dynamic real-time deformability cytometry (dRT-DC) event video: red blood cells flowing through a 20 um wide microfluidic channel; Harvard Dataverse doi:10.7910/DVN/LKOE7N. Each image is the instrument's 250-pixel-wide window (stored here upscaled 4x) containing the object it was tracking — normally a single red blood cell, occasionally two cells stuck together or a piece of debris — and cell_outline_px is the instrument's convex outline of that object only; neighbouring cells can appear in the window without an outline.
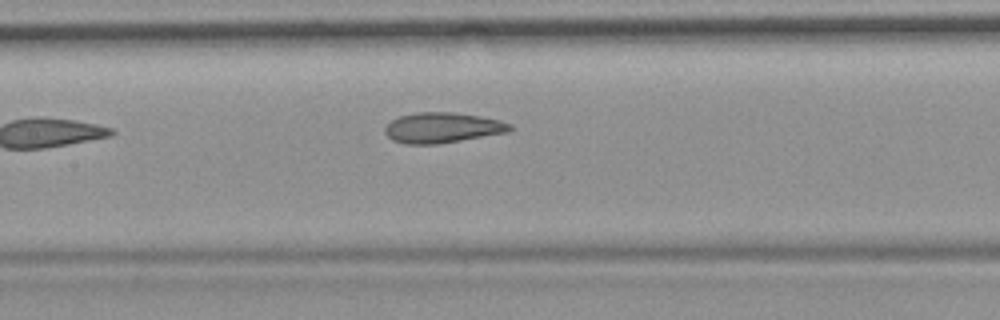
{"species": "common noctule bat (a hibernating species)", "species_latin": "Nyctalus noctula", "temperature_condition": "room temperature", "stored_images_in_passage": 7, "camera_frame_rate_fps": 3000, "um_per_image_px": 0.085, "animal": {"sex": "female", "body_mass_g": 19.9}, "frame": {"image": 1, "passage_image": 7, "time_ms": 8.0, "image_size_px": [1000, 320], "cell_outline_px": [[512, 128], [508, 132], [436, 144], [408, 144], [392, 140], [384, 132], [384, 128], [392, 120], [400, 116], [416, 112], [452, 112], [480, 116], [512, 124]], "centroid_in_image_um": [37.57, 10.85], "position_along_channel_um": 169.8, "area_um2": 21.85}}